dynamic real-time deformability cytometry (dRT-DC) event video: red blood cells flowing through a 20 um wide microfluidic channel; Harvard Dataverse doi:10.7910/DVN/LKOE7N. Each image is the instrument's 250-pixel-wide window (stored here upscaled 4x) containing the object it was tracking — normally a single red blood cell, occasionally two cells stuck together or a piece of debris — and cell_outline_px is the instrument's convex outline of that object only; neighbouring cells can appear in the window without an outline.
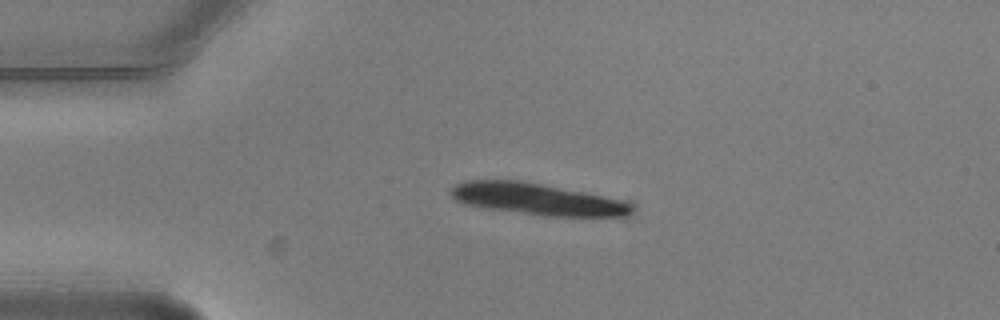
{"species": "common noctule bat (a hibernating species)", "species_latin": "Nyctalus noctula", "temperature_condition": "warm", "stored_images_in_passage": 3, "camera_frame_rate_fps": 3000, "um_per_image_px": 0.085, "animal": {"sex": "male", "body_mass_g": 20.5, "forearm_length_mm": 52.5}, "frame": {"image": 1, "passage_image": 1, "time_ms": 0.0, "image_size_px": [1000, 320], "cell_outline_px": [[632, 212], [624, 216], [544, 216], [488, 208], [464, 204], [456, 200], [448, 192], [456, 184], [464, 180], [520, 180], [584, 192], [624, 200], [632, 204]], "centroid_in_image_um": [45.63, 16.92], "position_along_channel_um": 39.4, "area_um2": 33.18}}